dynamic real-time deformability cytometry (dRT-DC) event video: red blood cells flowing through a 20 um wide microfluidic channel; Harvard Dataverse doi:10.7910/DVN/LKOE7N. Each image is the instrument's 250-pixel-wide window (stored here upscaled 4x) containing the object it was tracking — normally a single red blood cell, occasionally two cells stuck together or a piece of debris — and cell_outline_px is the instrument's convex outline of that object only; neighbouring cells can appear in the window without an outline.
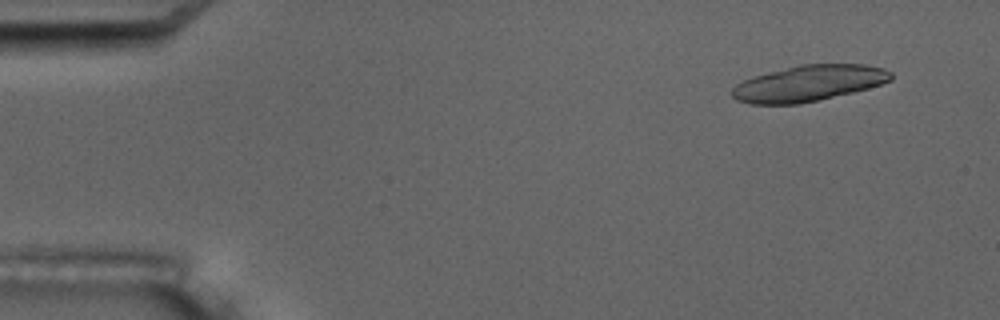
{"species": "common noctule bat (a hibernating species)", "species_latin": "Nyctalus noctula", "temperature_condition": "room temperature", "stored_images_in_passage": 9, "camera_frame_rate_fps": 3000, "um_per_image_px": 0.085, "animal": {"sex": "male", "body_mass_g": 17.5, "forearm_length_mm": 52.3}, "frame": {"image": 1, "passage_image": 2, "time_ms": 1.0, "image_size_px": [1000, 320], "cell_outline_px": [[892, 80], [868, 88], [820, 100], [800, 104], [748, 104], [736, 100], [728, 92], [736, 84], [752, 76], [800, 64], [864, 64], [884, 68], [892, 72]], "centroid_in_image_um": [68.7, 7.08], "position_along_channel_um": 16.3, "area_um2": 33.58}}